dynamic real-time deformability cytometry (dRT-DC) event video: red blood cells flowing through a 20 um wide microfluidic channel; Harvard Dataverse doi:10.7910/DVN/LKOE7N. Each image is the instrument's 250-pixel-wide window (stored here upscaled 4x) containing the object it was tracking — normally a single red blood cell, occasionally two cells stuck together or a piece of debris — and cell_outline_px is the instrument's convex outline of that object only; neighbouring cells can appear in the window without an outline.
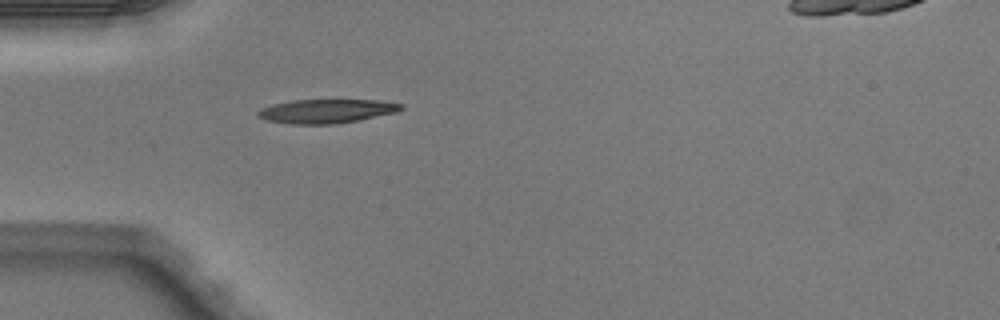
{"species": "Egyptian fruit bat (a non-hibernating species)", "species_latin": "Rousettus aegyptiacus", "temperature_condition": "warm", "stored_images_in_passage": 33, "camera_frame_rate_fps": 3000, "um_per_image_px": 0.085, "animal": {"sex": "male"}, "frame": {"image": 1, "passage_image": 1, "time_ms": 0.0, "image_size_px": [1000, 320], "cell_outline_px": [[404, 108], [396, 112], [360, 120], [336, 124], [292, 124], [264, 120], [256, 116], [256, 112], [260, 108], [272, 104], [292, 100], [376, 100], [404, 104]], "centroid_in_image_um": [27.71, 9.45], "position_along_channel_um": 57.3, "area_um2": 20.17}}
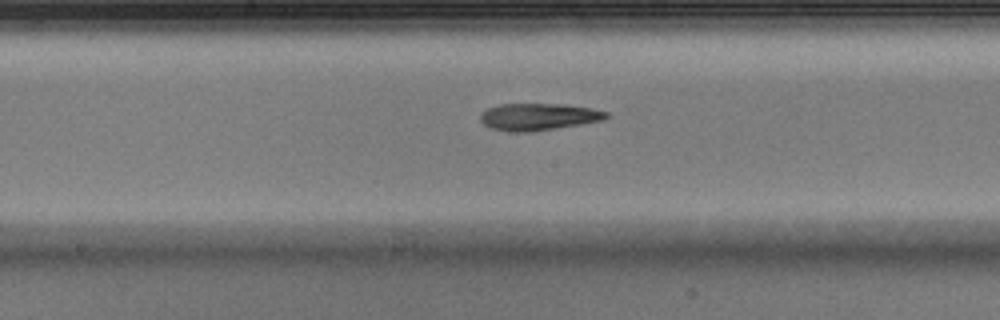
{"frame": {"image": 2, "passage_image": 12, "time_ms": 3.667, "image_size_px": [1000, 320], "cell_outline_px": [[608, 116], [604, 120], [532, 132], [516, 132], [492, 128], [484, 124], [480, 120], [480, 116], [488, 108], [500, 104], [564, 104], [592, 108], [608, 112]], "centroid_in_image_um": [45.8, 9.92], "position_along_channel_um": 202.4, "area_um2": 19.65}}
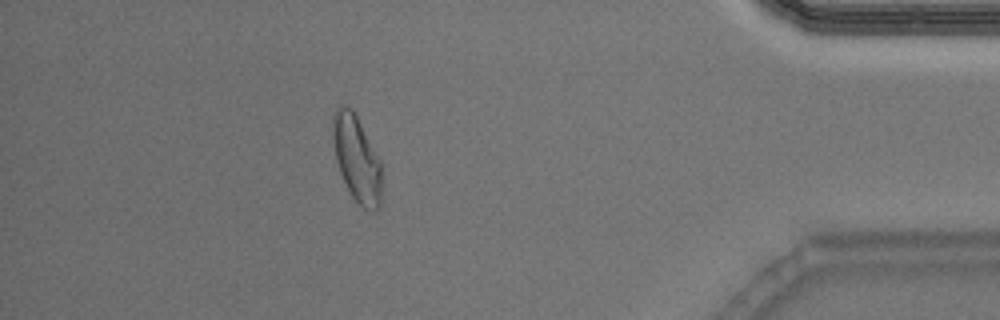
{"frame": {"image": 3, "passage_image": 28, "time_ms": 9.0, "image_size_px": [1000, 320], "cell_outline_px": [[380, 208], [376, 212], [364, 208], [352, 196], [340, 172], [336, 160], [332, 136], [332, 116], [336, 108], [340, 104], [344, 104], [352, 108], [380, 160]], "centroid_in_image_um": [30.29, 13.45], "position_along_channel_um": 404.9, "area_um2": 24.28}, "authors_computed_cell_mechanics": {"area_um2": 20.1722, "velocity_mm_per_s": 4.101, "shape_relaxation_time_tau1_ms": null, "shape_relaxation_time_tau2_ms": 4.8132, "deformation_change_tau1": null, "deformation_change_tau2": 0.1574}}